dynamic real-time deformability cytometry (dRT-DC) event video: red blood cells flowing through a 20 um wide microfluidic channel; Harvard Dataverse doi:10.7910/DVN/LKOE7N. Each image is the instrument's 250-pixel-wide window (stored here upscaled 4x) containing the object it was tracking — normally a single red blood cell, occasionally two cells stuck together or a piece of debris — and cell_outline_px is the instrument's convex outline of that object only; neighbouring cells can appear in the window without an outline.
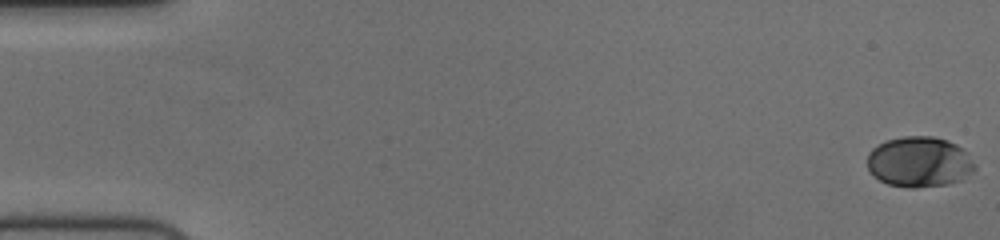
{"species": "human", "species_latin": "Homo sapiens", "temperature_condition": "cold", "stored_images_in_passage": 57, "camera_frame_rate_fps": 3000, "um_per_image_px": 0.085, "donor": {"sex": "female"}, "frame": {"image": 1, "passage_image": 1, "time_ms": 0.0, "image_size_px": [1000, 240], "cell_outline_px": [[976, 168], [972, 172], [960, 180], [948, 184], [916, 188], [908, 188], [888, 184], [880, 180], [868, 172], [868, 152], [872, 148], [888, 140], [904, 136], [932, 136], [948, 140], [956, 144], [968, 152], [976, 164]], "centroid_in_image_um": [78.16, 13.76], "position_along_channel_um": 6.8, "area_um2": 31.91}}
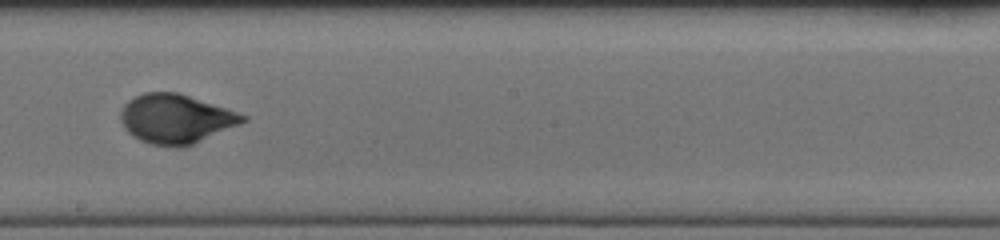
{"frame": {"image": 2, "passage_image": 33, "time_ms": 10.667, "image_size_px": [1000, 240], "cell_outline_px": [[248, 120], [240, 124], [192, 144], [180, 148], [176, 148], [152, 144], [140, 140], [132, 136], [124, 128], [120, 120], [120, 112], [124, 104], [128, 100], [144, 92], [176, 92], [248, 116]], "centroid_in_image_um": [14.9, 10.11], "position_along_channel_um": 233.3, "area_um2": 34.74}}
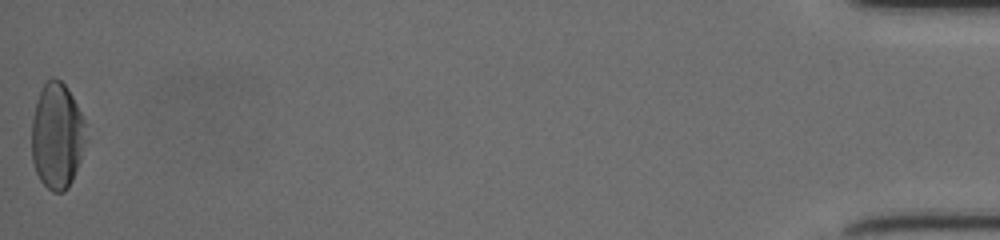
{"frame": {"image": 3, "passage_image": 57, "time_ms": 18.667, "image_size_px": [1000, 240], "cell_outline_px": [[84, 144], [80, 160], [72, 180], [68, 188], [64, 192], [52, 192], [40, 180], [36, 172], [32, 160], [32, 120], [36, 100], [44, 84], [52, 76], [56, 76], [68, 88], [84, 120]], "centroid_in_image_um": [4.82, 11.55], "position_along_channel_um": 430.4, "area_um2": 33.23}, "authors_computed_cell_mechanics": {"area_um2": 32.657, "velocity_mm_per_s": 3.7065, "shape_relaxation_time_tau1_ms": 4.3577, "shape_relaxation_time_tau2_ms": null, "deformation_change_tau1": 0.1843, "deformation_change_tau2": null}}